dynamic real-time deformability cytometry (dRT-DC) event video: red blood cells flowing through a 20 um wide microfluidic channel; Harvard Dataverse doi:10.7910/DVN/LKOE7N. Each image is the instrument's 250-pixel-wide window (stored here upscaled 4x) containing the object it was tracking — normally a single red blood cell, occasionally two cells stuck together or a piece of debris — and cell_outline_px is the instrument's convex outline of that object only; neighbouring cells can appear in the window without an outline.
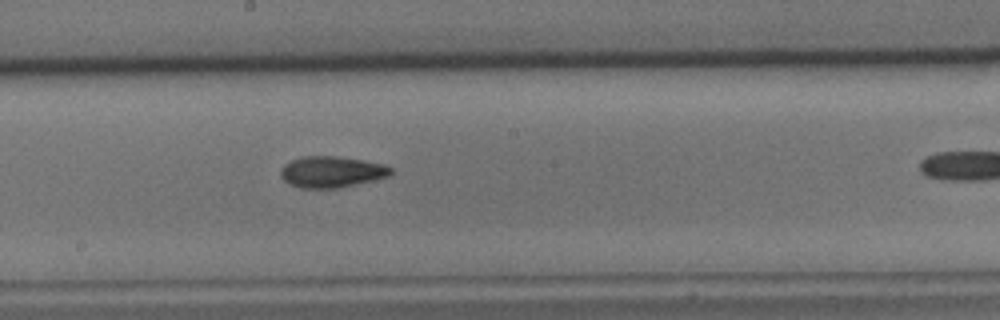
{"species": "common noctule bat (a hibernating species)", "species_latin": "Nyctalus noctula", "temperature_condition": "cold", "stored_images_in_passage": 39, "camera_frame_rate_fps": 3000, "um_per_image_px": 0.085, "animal": {"sex": "male", "body_mass_g": 15.6}, "frame": {"image": 1, "passage_image": 25, "time_ms": 8.0, "image_size_px": [1000, 320], "cell_outline_px": [[392, 172], [388, 176], [340, 188], [300, 188], [288, 184], [280, 176], [280, 168], [284, 164], [300, 156], [336, 156], [384, 164], [392, 168]], "centroid_in_image_um": [28.13, 14.61], "position_along_channel_um": 220.1, "area_um2": 20.06}}
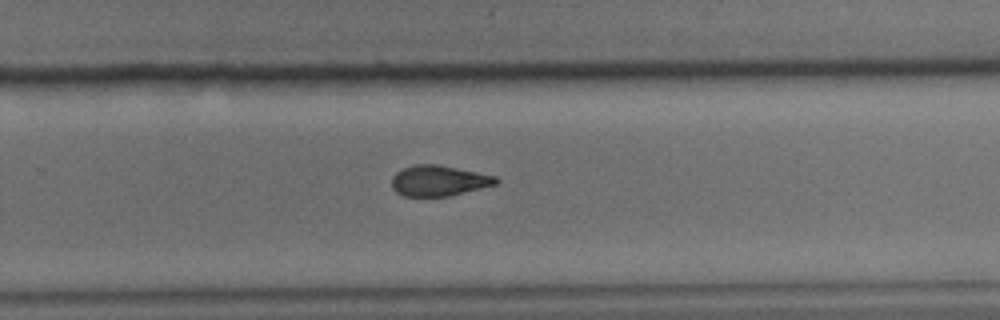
{"frame": {"image": 2, "passage_image": 31, "time_ms": 10.0, "image_size_px": [1000, 320], "cell_outline_px": [[500, 180], [496, 184], [448, 196], [404, 196], [396, 192], [392, 188], [392, 176], [400, 168], [416, 164], [436, 164], [496, 176]], "centroid_in_image_um": [37.25, 15.35], "position_along_channel_um": 292.5, "area_um2": 18.5}}
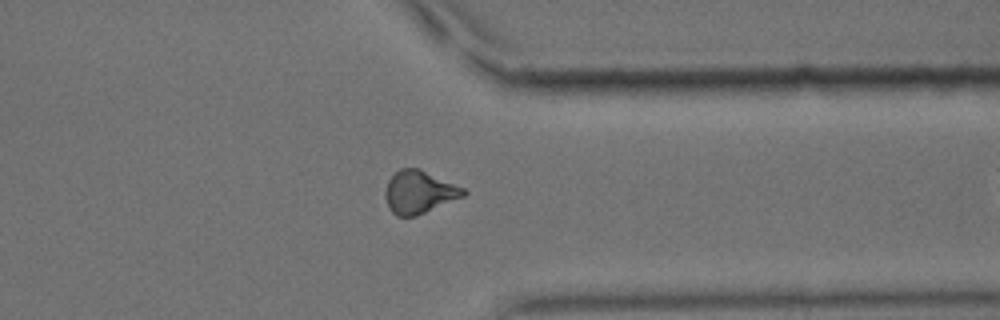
{"frame": {"image": 3, "passage_image": 38, "time_ms": 12.333, "image_size_px": [1000, 320], "cell_outline_px": [[468, 192], [464, 196], [416, 216], [396, 216], [388, 208], [384, 196], [384, 192], [388, 180], [400, 168], [420, 168], [464, 188]], "centroid_in_image_um": [35.61, 16.33], "position_along_channel_um": 375.8, "area_um2": 19.54}}